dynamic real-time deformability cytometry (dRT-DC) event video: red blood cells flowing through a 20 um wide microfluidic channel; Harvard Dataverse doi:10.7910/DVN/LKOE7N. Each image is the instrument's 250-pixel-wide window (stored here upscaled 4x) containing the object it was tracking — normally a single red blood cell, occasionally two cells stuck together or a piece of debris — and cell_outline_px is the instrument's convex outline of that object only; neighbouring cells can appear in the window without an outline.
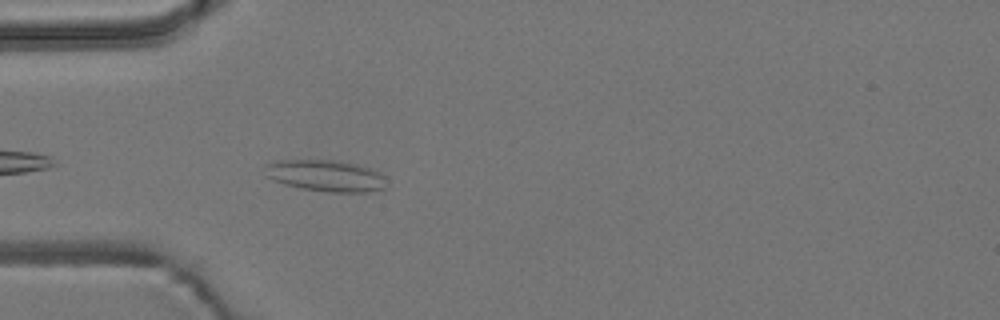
{"species": "common noctule bat (a hibernating species)", "species_latin": "Nyctalus noctula", "temperature_condition": "room temperature", "stored_images_in_passage": 2, "camera_frame_rate_fps": 3000, "um_per_image_px": 0.085, "animal": {"sex": "male", "body_mass_g": 19.2, "forearm_length_mm": 51.8}, "frame": {"image": 1, "passage_image": 2, "time_ms": 0.333, "image_size_px": [1000, 320], "cell_outline_px": [[384, 188], [368, 192], [328, 192], [300, 188], [284, 184], [264, 176], [264, 164], [276, 160], [332, 160], [356, 164], [380, 172], [384, 176]], "centroid_in_image_um": [27.61, 14.93], "position_along_channel_um": 57.4, "area_um2": 22.37}}